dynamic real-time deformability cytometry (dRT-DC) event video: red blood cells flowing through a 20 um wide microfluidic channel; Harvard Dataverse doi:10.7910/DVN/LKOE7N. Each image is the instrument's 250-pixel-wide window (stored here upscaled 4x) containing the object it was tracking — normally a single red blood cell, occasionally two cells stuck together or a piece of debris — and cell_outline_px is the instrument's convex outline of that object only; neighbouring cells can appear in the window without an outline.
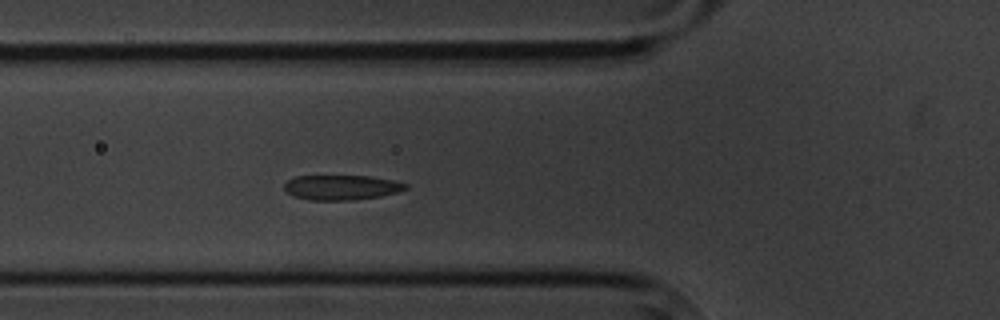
{"species": "common noctule bat (a hibernating species)", "species_latin": "Nyctalus noctula", "temperature_condition": "cold", "stored_images_in_passage": 5, "camera_frame_rate_fps": 3000, "um_per_image_px": 0.085, "animal": {"sex": "male", "body_mass_g": 20.1, "forearm_length_mm": 53.5}, "frame": {"image": 1, "passage_image": 5, "time_ms": 5.333, "image_size_px": [1000, 320], "cell_outline_px": [[408, 188], [396, 192], [380, 196], [352, 200], [308, 200], [292, 196], [284, 188], [284, 184], [288, 180], [296, 176], [368, 176], [392, 180], [408, 184]], "centroid_in_image_um": [29.0, 15.93], "position_along_channel_um": 96.8, "area_um2": 17.51}}